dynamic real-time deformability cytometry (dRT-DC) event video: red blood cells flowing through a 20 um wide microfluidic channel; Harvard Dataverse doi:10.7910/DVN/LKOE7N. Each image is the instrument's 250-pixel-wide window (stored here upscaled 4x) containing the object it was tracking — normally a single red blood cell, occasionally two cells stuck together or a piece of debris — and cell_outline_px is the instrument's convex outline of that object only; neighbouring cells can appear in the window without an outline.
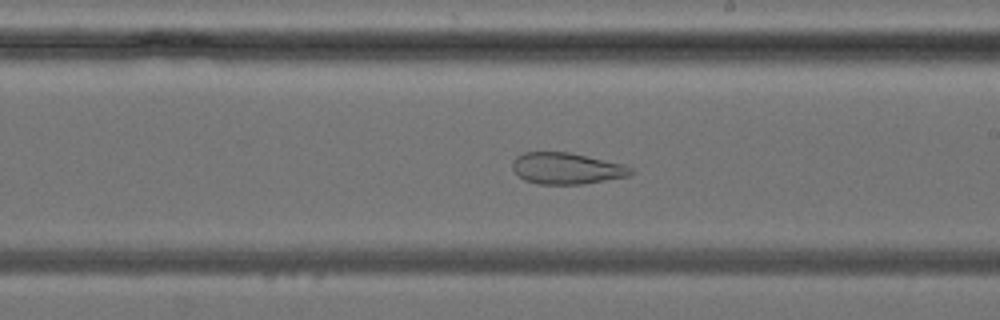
{"species": "common noctule bat (a hibernating species)", "species_latin": "Nyctalus noctula", "temperature_condition": "cold", "stored_images_in_passage": 38, "camera_frame_rate_fps": 3000, "um_per_image_px": 0.085, "animal": {"sex": "female", "body_mass_g": 24.6, "forearm_length_mm": 56.2}, "frame": {"image": 1, "passage_image": 22, "time_ms": 7.0, "image_size_px": [1000, 320], "cell_outline_px": [[632, 172], [628, 176], [584, 184], [540, 184], [524, 180], [512, 168], [512, 160], [516, 156], [524, 152], [568, 152], [624, 164], [632, 168]], "centroid_in_image_um": [48.14, 14.31], "position_along_channel_um": 240.9, "area_um2": 21.56}}
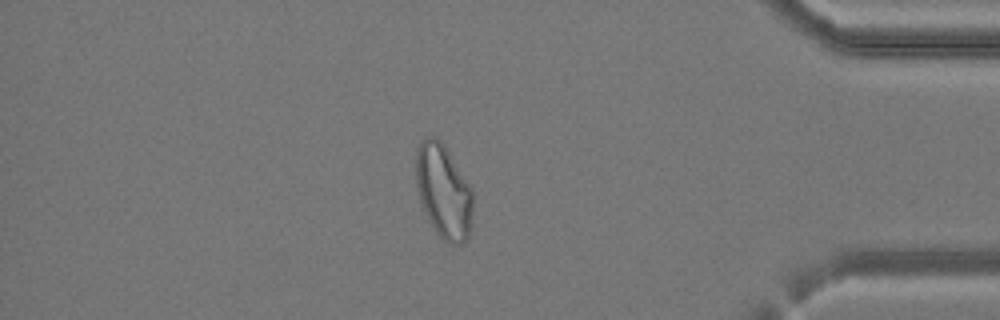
{"frame": {"image": 2, "passage_image": 33, "time_ms": 10.667, "image_size_px": [1000, 320], "cell_outline_px": [[472, 228], [464, 244], [456, 244], [444, 240], [436, 232], [428, 220], [420, 200], [416, 184], [416, 148], [420, 140], [428, 136], [432, 136], [440, 140], [472, 188]], "centroid_in_image_um": [37.7, 16.28], "position_along_channel_um": 397.5, "area_um2": 31.15}}